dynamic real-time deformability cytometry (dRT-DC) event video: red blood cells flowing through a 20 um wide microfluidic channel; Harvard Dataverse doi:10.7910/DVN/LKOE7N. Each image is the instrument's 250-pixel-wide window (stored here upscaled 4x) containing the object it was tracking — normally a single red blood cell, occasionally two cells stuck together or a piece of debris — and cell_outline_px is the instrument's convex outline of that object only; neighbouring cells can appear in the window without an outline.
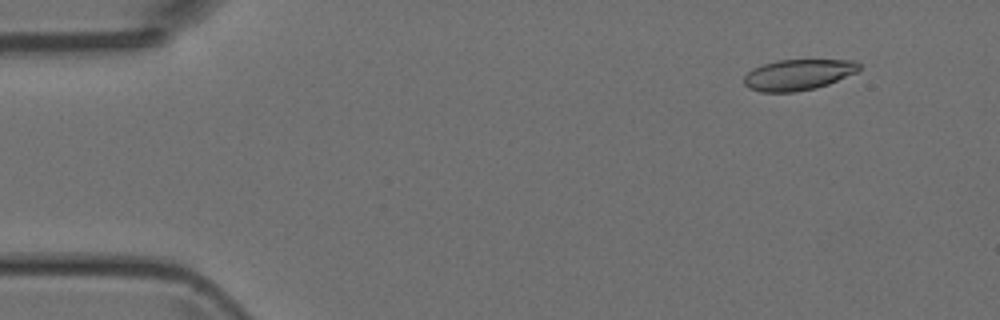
{"species": "Egyptian fruit bat (a non-hibernating species)", "species_latin": "Rousettus aegyptiacus", "temperature_condition": "room temperature", "stored_images_in_passage": 4, "camera_frame_rate_fps": 3000, "um_per_image_px": 0.085, "animal": {"sex": "female"}, "frame": {"image": 1, "passage_image": 1, "time_ms": 0.0, "image_size_px": [1000, 320], "cell_outline_px": [[860, 68], [856, 72], [828, 84], [816, 88], [792, 92], [760, 92], [748, 88], [744, 84], [744, 76], [752, 68], [776, 60], [856, 60], [860, 64]], "centroid_in_image_um": [67.82, 6.35], "position_along_channel_um": 17.2, "area_um2": 20.69}}